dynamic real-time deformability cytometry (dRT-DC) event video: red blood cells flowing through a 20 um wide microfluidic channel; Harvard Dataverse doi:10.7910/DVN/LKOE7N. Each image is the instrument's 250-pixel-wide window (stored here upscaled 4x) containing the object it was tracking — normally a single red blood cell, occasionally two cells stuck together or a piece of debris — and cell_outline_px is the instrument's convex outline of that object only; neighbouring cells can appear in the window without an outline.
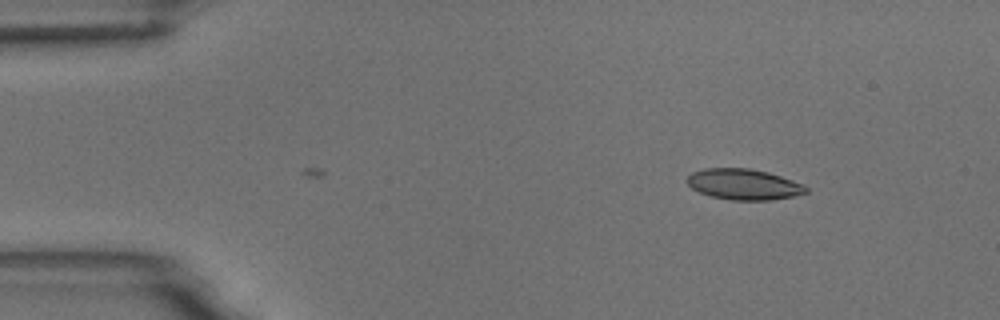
{"species": "common noctule bat (a hibernating species)", "species_latin": "Nyctalus noctula", "temperature_condition": "room temperature", "stored_images_in_passage": 16, "camera_frame_rate_fps": 3000, "um_per_image_px": 0.085, "animal": {"sex": "male", "body_mass_g": 18.8}, "frame": {"image": 1, "passage_image": 16, "time_ms": 5.0, "image_size_px": [1000, 320], "cell_outline_px": [[808, 192], [792, 196], [772, 200], [732, 200], [712, 196], [700, 192], [692, 188], [684, 180], [692, 172], [704, 168], [748, 168], [768, 172], [804, 184], [808, 188]], "centroid_in_image_um": [63.21, 15.66], "position_along_channel_um": 21.8, "area_um2": 21.33}}